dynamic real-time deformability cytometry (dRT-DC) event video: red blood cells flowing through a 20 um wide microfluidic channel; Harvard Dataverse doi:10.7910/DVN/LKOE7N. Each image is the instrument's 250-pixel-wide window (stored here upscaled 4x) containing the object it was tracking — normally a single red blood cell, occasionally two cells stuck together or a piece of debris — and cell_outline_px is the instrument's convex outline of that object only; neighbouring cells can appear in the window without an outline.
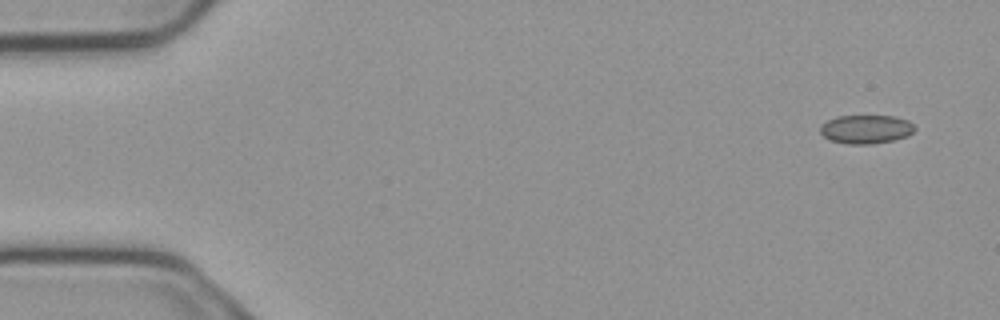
{"species": "common noctule bat (a hibernating species)", "species_latin": "Nyctalus noctula", "temperature_condition": "cold", "stored_images_in_passage": 6, "camera_frame_rate_fps": 3000, "um_per_image_px": 0.085, "animal": {"sex": "male", "body_mass_g": 23.1, "forearm_length_mm": 52.7}, "frame": {"image": 1, "passage_image": 1, "time_ms": 0.0, "image_size_px": [1000, 320], "cell_outline_px": [[916, 128], [908, 136], [892, 140], [872, 144], [848, 144], [832, 140], [824, 136], [820, 132], [820, 124], [836, 116], [896, 116], [908, 120]], "centroid_in_image_um": [73.61, 10.97], "position_along_channel_um": 11.4, "area_um2": 15.78}}
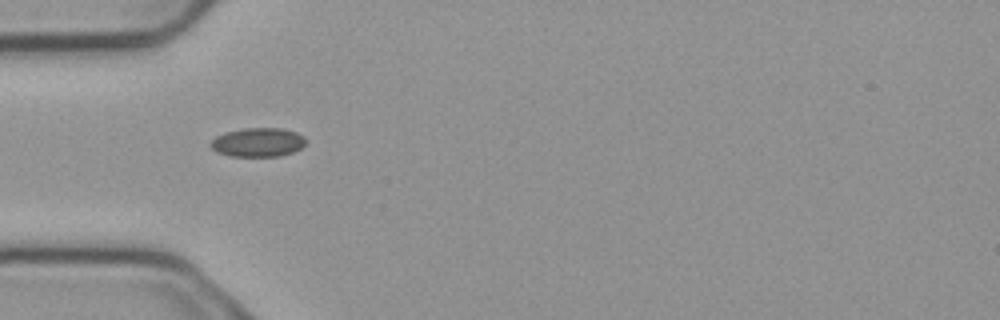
{"frame": {"image": 2, "passage_image": 5, "time_ms": 1.333, "image_size_px": [1000, 320], "cell_outline_px": [[304, 144], [300, 148], [292, 152], [280, 156], [228, 156], [216, 152], [208, 144], [216, 136], [228, 132], [244, 128], [280, 128], [296, 132], [304, 136]], "centroid_in_image_um": [21.89, 12.1], "position_along_channel_um": 63.1, "area_um2": 15.95}}
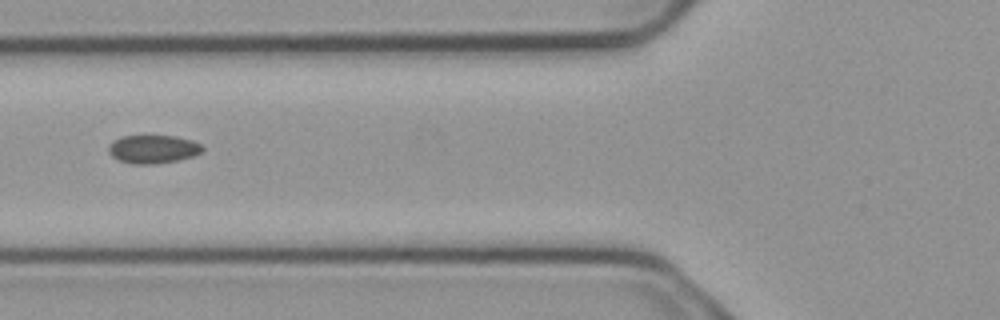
{"frame": {"image": 3, "passage_image": 6, "time_ms": 1.667, "image_size_px": [1000, 320], "cell_outline_px": [[204, 148], [200, 152], [192, 156], [176, 160], [152, 164], [132, 164], [120, 160], [112, 156], [108, 152], [108, 148], [112, 140], [124, 136], [176, 136], [192, 140], [200, 144]], "centroid_in_image_um": [12.98, 12.67], "position_along_channel_um": 112.8, "area_um2": 15.32}}